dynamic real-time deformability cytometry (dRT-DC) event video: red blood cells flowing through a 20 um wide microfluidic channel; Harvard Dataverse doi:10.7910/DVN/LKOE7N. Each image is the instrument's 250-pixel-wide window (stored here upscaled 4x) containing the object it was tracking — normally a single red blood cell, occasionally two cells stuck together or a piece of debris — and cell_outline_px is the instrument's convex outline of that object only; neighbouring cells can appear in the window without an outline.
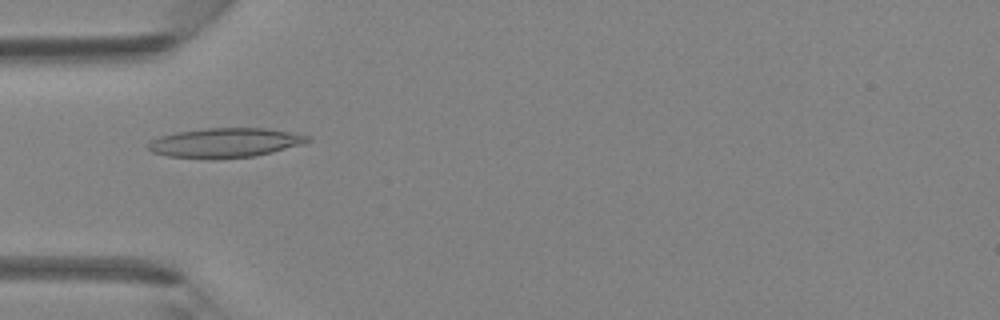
{"species": "Egyptian fruit bat (a non-hibernating species)", "species_latin": "Rousettus aegyptiacus", "temperature_condition": "room temperature", "stored_images_in_passage": 41, "camera_frame_rate_fps": 3000, "um_per_image_px": 0.085, "animal": {"sex": "female"}, "frame": {"image": 1, "passage_image": 13, "time_ms": 4.0, "image_size_px": [1000, 320], "cell_outline_px": [[312, 140], [304, 144], [256, 156], [212, 160], [168, 156], [152, 152], [148, 148], [148, 144], [152, 140], [160, 136], [176, 132], [204, 128], [268, 128], [312, 136]], "centroid_in_image_um": [19.17, 12.14], "position_along_channel_um": 65.8, "area_um2": 27.8}}
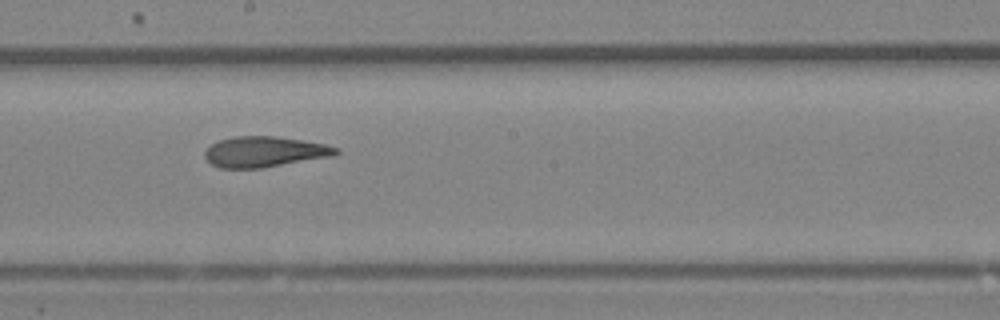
{"frame": {"image": 2, "passage_image": 23, "time_ms": 7.333, "image_size_px": [1000, 320], "cell_outline_px": [[340, 152], [336, 156], [260, 168], [220, 168], [212, 164], [204, 156], [204, 152], [212, 144], [220, 140], [232, 136], [276, 136], [324, 144], [340, 148]], "centroid_in_image_um": [22.52, 12.9], "position_along_channel_um": 225.7, "area_um2": 23.41}}
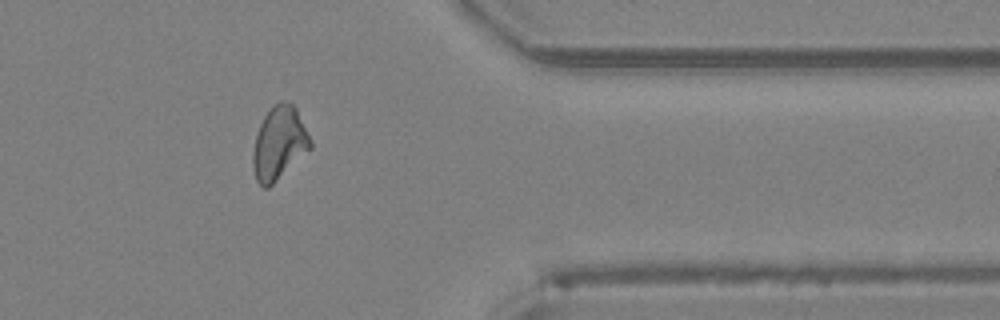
{"frame": {"image": 3, "passage_image": 34, "time_ms": 11.0, "image_size_px": [1000, 320], "cell_outline_px": [[312, 148], [268, 188], [264, 188], [256, 180], [252, 164], [252, 152], [256, 136], [260, 124], [264, 116], [272, 104], [280, 100], [292, 104], [296, 108], [312, 140]], "centroid_in_image_um": [23.73, 12.16], "position_along_channel_um": 387.7, "area_um2": 24.57}}